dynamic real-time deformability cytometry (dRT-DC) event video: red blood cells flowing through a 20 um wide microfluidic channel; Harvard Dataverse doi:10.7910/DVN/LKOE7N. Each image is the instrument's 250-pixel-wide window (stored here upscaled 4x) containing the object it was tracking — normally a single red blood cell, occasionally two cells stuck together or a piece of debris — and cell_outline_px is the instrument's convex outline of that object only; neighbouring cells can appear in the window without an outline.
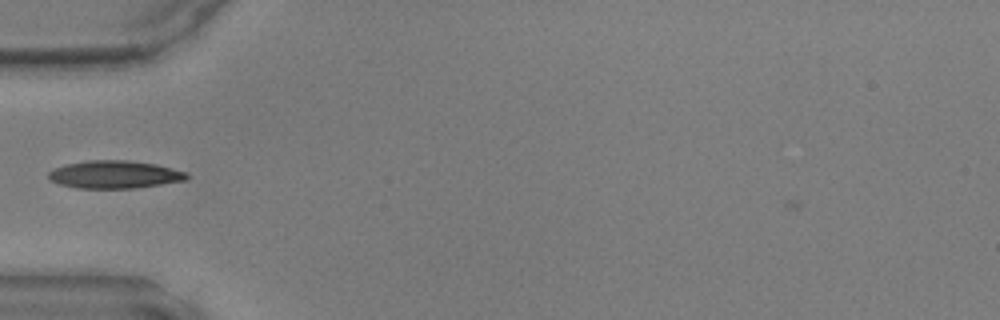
{"species": "common noctule bat (a hibernating species)", "species_latin": "Nyctalus noctula", "temperature_condition": "warm", "stored_images_in_passage": 32, "camera_frame_rate_fps": 3000, "um_per_image_px": 0.085, "animal": {"sex": "male", "body_mass_g": 17.9, "forearm_length_mm": 54.2}, "frame": {"image": 1, "passage_image": 1, "time_ms": 0.0, "image_size_px": [1000, 320], "cell_outline_px": [[188, 176], [184, 180], [136, 188], [76, 188], [60, 184], [48, 180], [48, 172], [64, 164], [84, 160], [128, 160], [156, 164], [188, 172]], "centroid_in_image_um": [9.7, 14.82], "position_along_channel_um": 75.3, "area_um2": 22.43}}
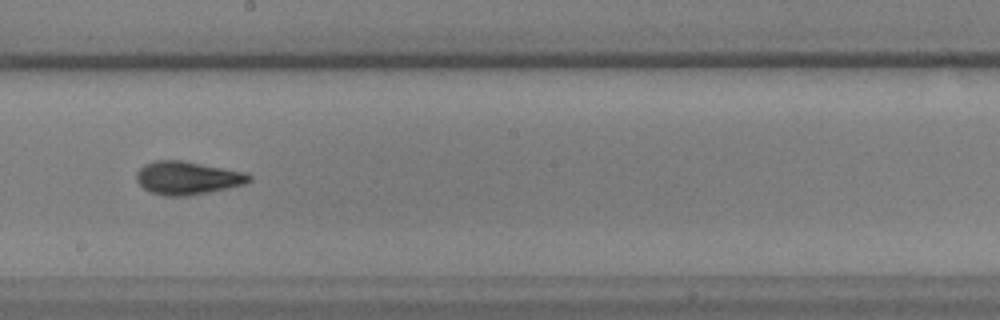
{"frame": {"image": 2, "passage_image": 12, "time_ms": 3.667, "image_size_px": [1000, 320], "cell_outline_px": [[252, 180], [244, 184], [228, 188], [188, 196], [164, 196], [152, 192], [144, 188], [136, 180], [136, 172], [144, 164], [156, 160], [180, 160], [248, 172], [252, 176]], "centroid_in_image_um": [15.95, 15.12], "position_along_channel_um": 232.2, "area_um2": 21.85}}
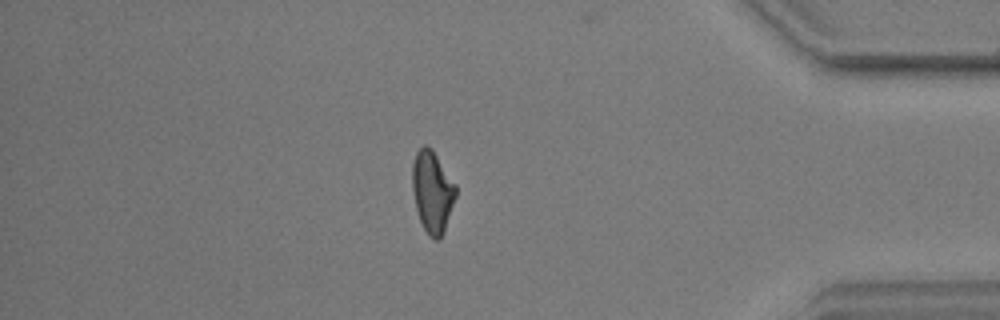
{"frame": {"image": 3, "passage_image": 26, "time_ms": 8.333, "image_size_px": [1000, 320], "cell_outline_px": [[456, 196], [444, 232], [440, 240], [436, 240], [428, 236], [420, 220], [416, 208], [412, 188], [412, 164], [416, 152], [424, 144], [428, 144], [432, 148], [456, 184]], "centroid_in_image_um": [36.75, 16.28], "position_along_channel_um": 398.4, "area_um2": 20.87}}